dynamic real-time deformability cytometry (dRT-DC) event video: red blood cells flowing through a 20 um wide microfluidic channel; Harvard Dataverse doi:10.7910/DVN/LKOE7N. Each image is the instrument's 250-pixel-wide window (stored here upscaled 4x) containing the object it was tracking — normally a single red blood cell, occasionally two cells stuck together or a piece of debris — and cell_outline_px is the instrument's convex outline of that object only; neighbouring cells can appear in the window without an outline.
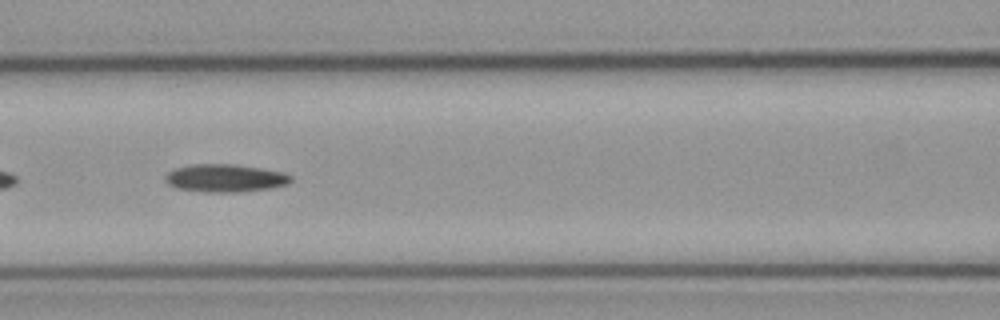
{"species": "common noctule bat (a hibernating species)", "species_latin": "Nyctalus noctula", "temperature_condition": "cold", "stored_images_in_passage": 55, "camera_frame_rate_fps": 3000, "um_per_image_px": 0.085, "animal": {"sex": "male", "body_mass_g": 23.1, "forearm_length_mm": 52.7}, "frame": {"image": 1, "passage_image": 23, "time_ms": 7.333, "image_size_px": [1000, 320], "cell_outline_px": [[292, 180], [288, 184], [268, 188], [240, 192], [204, 192], [176, 188], [168, 184], [164, 180], [164, 176], [168, 172], [176, 168], [192, 164], [236, 164], [284, 172], [292, 176]], "centroid_in_image_um": [19.12, 15.14], "position_along_channel_um": 147.5, "area_um2": 20.46}}
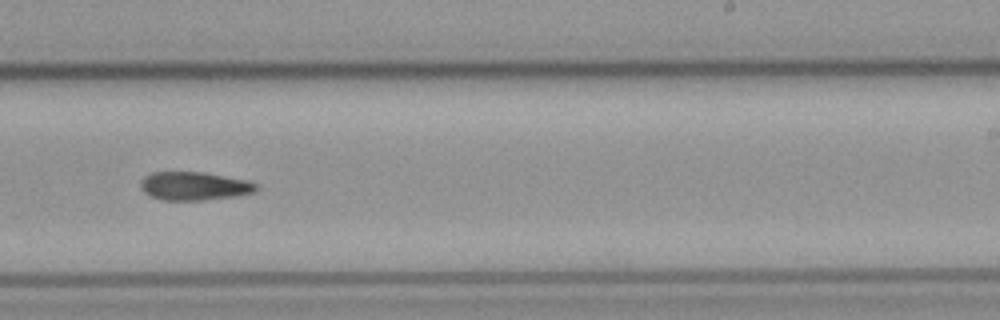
{"frame": {"image": 2, "passage_image": 33, "time_ms": 10.667, "image_size_px": [1000, 320], "cell_outline_px": [[260, 188], [256, 192], [236, 196], [204, 200], [164, 200], [152, 196], [144, 192], [140, 188], [140, 180], [144, 176], [152, 172], [204, 172], [248, 180], [256, 184]], "centroid_in_image_um": [16.53, 15.81], "position_along_channel_um": 272.5, "area_um2": 19.31}}
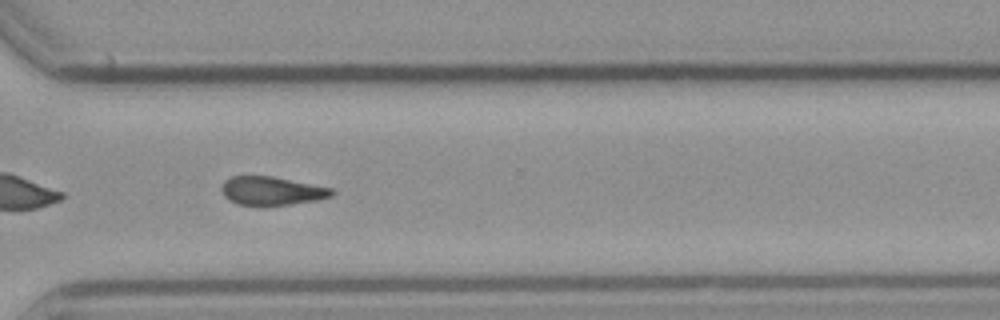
{"frame": {"image": 3, "passage_image": 39, "time_ms": 12.667, "image_size_px": [1000, 320], "cell_outline_px": [[336, 192], [332, 196], [316, 200], [288, 204], [240, 204], [228, 200], [224, 196], [220, 188], [224, 180], [232, 176], [272, 176], [332, 188]], "centroid_in_image_um": [23.08, 16.2], "position_along_channel_um": 347.5, "area_um2": 18.03}, "authors_computed_cell_mechanics": {"area_um2": 19.5942, "velocity_mm_per_s": 3.7581, "shape_relaxation_time_tau1_ms": 8.5412, "shape_relaxation_time_tau2_ms": 7.9273, "deformation_change_tau1": 0.1786, "deformation_change_tau2": 0.1683}}